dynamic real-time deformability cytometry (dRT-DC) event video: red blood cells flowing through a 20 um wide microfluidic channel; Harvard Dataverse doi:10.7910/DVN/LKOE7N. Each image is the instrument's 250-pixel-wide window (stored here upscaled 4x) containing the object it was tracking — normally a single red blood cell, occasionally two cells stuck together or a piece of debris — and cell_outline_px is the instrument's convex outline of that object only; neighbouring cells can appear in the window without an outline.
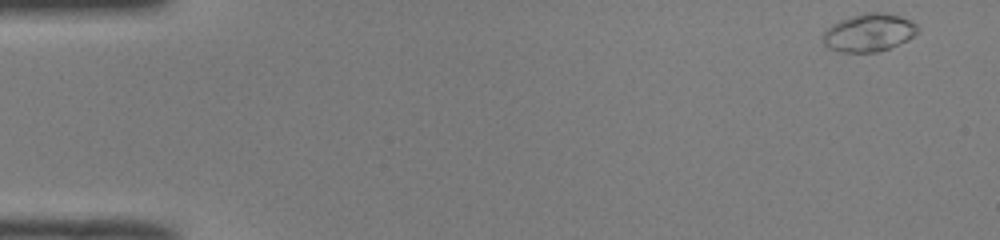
{"species": "common noctule bat (a hibernating species)", "species_latin": "Nyctalus noctula", "temperature_condition": "room temperature", "stored_images_in_passage": 49, "camera_frame_rate_fps": 3000, "um_per_image_px": 0.085, "animal": {"sex": "male", "body_mass_g": 19.0, "forearm_length_mm": 50.8}, "frame": {"image": 1, "passage_image": 1, "time_ms": 0.0, "image_size_px": [1000, 240], "cell_outline_px": [[920, 32], [908, 40], [888, 48], [876, 52], [840, 52], [828, 48], [824, 44], [824, 32], [832, 24], [840, 20], [864, 12], [884, 12], [900, 16], [916, 24], [920, 28]], "centroid_in_image_um": [73.88, 2.77], "position_along_channel_um": 11.1, "area_um2": 20.92}}
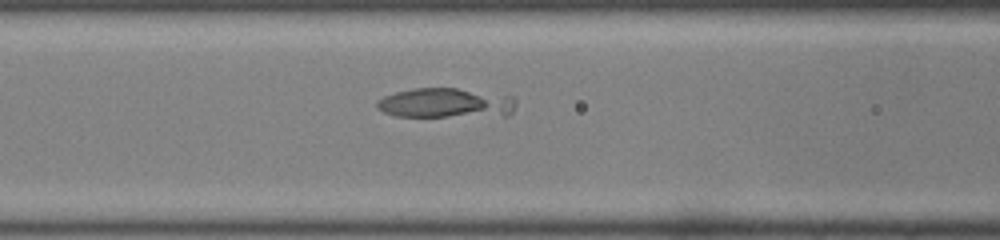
{"frame": {"image": 2, "passage_image": 20, "time_ms": 6.333, "image_size_px": [1000, 240], "cell_outline_px": [[516, 104], [512, 112], [508, 116], [396, 116], [384, 112], [376, 108], [376, 100], [384, 96], [396, 92], [412, 88], [456, 88], [512, 96], [516, 100]], "centroid_in_image_um": [37.89, 8.76], "position_along_channel_um": 128.7, "area_um2": 24.28}}
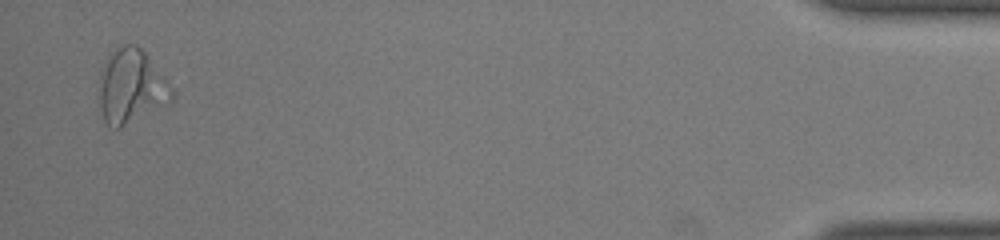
{"frame": {"image": 3, "passage_image": 48, "time_ms": 15.667, "image_size_px": [1000, 240], "cell_outline_px": [[164, 80], [152, 100], [120, 128], [116, 128], [108, 124], [104, 120], [100, 104], [100, 88], [104, 64], [108, 56], [120, 44], [136, 44], [144, 52], [164, 76]], "centroid_in_image_um": [10.84, 7.15], "position_along_channel_um": 424.4, "area_um2": 26.53}}